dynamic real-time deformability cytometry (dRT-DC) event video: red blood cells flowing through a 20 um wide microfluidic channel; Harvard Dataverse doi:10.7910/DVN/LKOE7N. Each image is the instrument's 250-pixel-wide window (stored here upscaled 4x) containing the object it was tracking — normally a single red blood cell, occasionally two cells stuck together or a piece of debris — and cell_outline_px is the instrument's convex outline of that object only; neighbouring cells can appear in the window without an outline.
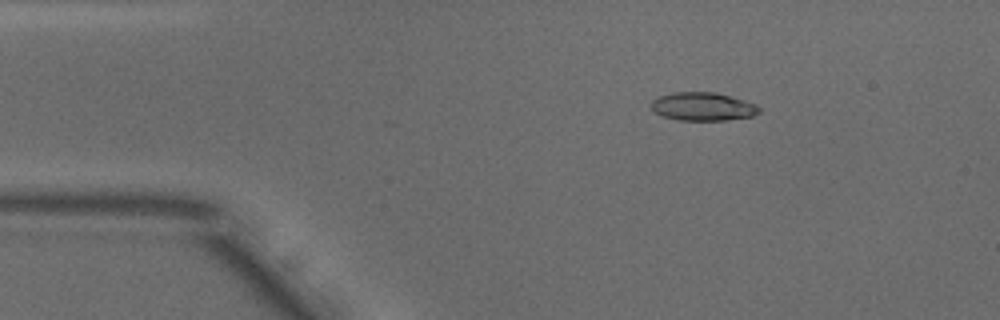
{"species": "common noctule bat (a hibernating species)", "species_latin": "Nyctalus noctula", "temperature_condition": "warm", "stored_images_in_passage": 44, "camera_frame_rate_fps": 3000, "um_per_image_px": 0.085, "animal": {"sex": "male", "body_mass_g": 18.8}, "frame": {"image": 1, "passage_image": 1, "time_ms": 0.0, "image_size_px": [1000, 320], "cell_outline_px": [[760, 112], [752, 116], [724, 120], [676, 120], [664, 116], [656, 112], [652, 108], [652, 100], [660, 96], [676, 92], [716, 92], [744, 100], [756, 104], [760, 108]], "centroid_in_image_um": [59.77, 9.05], "position_along_channel_um": 25.2, "area_um2": 17.63}}
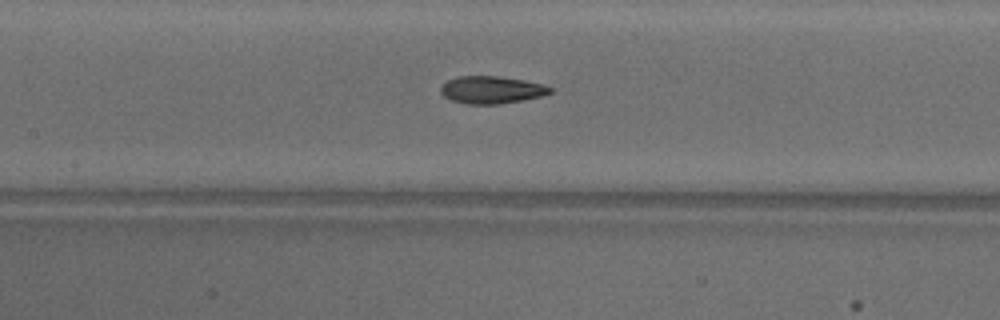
{"frame": {"image": 2, "passage_image": 16, "time_ms": 5.0, "image_size_px": [1000, 320], "cell_outline_px": [[552, 92], [540, 96], [520, 100], [496, 104], [468, 104], [452, 100], [444, 96], [440, 92], [440, 88], [448, 80], [456, 76], [496, 76], [520, 80], [540, 84], [552, 88]], "centroid_in_image_um": [41.72, 7.63], "position_along_channel_um": 165.7, "area_um2": 17.05}}
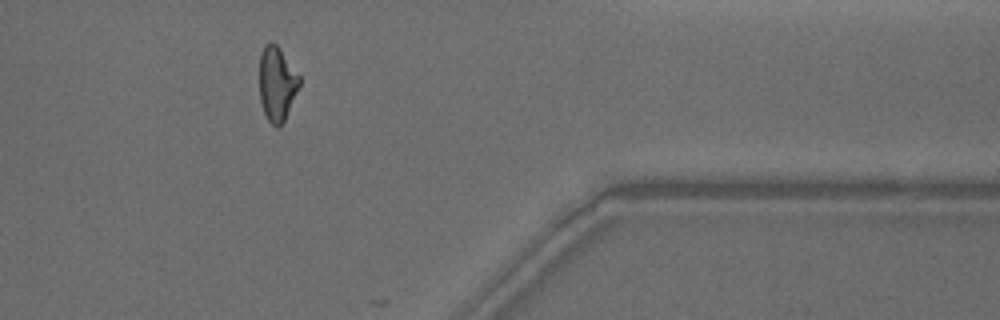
{"frame": {"image": 3, "passage_image": 35, "time_ms": 11.333, "image_size_px": [1000, 320], "cell_outline_px": [[300, 84], [284, 120], [276, 128], [268, 120], [264, 112], [260, 100], [260, 52], [264, 44], [272, 40], [280, 48], [300, 76]], "centroid_in_image_um": [23.53, 7.06], "position_along_channel_um": 387.9, "area_um2": 17.22}, "authors_computed_cell_mechanics": {"area_um2": 17.5712, "velocity_mm_per_s": 3.874, "shape_relaxation_time_tau1_ms": 5.6292, "shape_relaxation_time_tau2_ms": 2.1559, "deformation_change_tau1": 0.1689, "deformation_change_tau2": 0.0955}}